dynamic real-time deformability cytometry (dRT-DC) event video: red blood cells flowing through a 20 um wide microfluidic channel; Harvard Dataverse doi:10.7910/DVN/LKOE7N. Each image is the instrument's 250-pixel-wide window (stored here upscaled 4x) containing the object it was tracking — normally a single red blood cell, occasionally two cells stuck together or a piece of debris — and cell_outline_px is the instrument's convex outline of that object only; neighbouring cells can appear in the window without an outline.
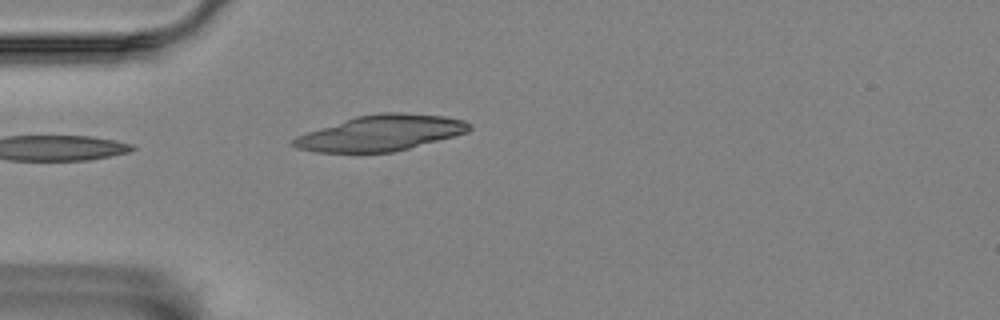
{"species": "Egyptian fruit bat (a non-hibernating species)", "species_latin": "Rousettus aegyptiacus", "temperature_condition": "room temperature", "stored_images_in_passage": 5, "camera_frame_rate_fps": 3000, "um_per_image_px": 0.085, "animal": {"sex": "female"}, "frame": {"image": 1, "passage_image": 5, "time_ms": 1.333, "image_size_px": [1000, 320], "cell_outline_px": [[472, 128], [468, 132], [408, 148], [392, 152], [316, 152], [296, 148], [288, 144], [296, 136], [356, 116], [380, 112], [400, 112], [444, 116], [464, 120], [472, 124]], "centroid_in_image_um": [32.36, 11.3], "position_along_channel_um": 52.6, "area_um2": 36.36}}